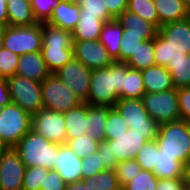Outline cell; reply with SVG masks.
<instances>
[{"mask_svg":"<svg viewBox=\"0 0 190 190\" xmlns=\"http://www.w3.org/2000/svg\"><path fill=\"white\" fill-rule=\"evenodd\" d=\"M157 176L149 170H141L134 179L122 187V190H156Z\"/></svg>","mask_w":190,"mask_h":190,"instance_id":"obj_38","label":"cell"},{"mask_svg":"<svg viewBox=\"0 0 190 190\" xmlns=\"http://www.w3.org/2000/svg\"><path fill=\"white\" fill-rule=\"evenodd\" d=\"M145 93H157L173 89L174 84L166 67L155 65L141 70Z\"/></svg>","mask_w":190,"mask_h":190,"instance_id":"obj_20","label":"cell"},{"mask_svg":"<svg viewBox=\"0 0 190 190\" xmlns=\"http://www.w3.org/2000/svg\"><path fill=\"white\" fill-rule=\"evenodd\" d=\"M166 69L170 72L176 89L190 87V54L171 61Z\"/></svg>","mask_w":190,"mask_h":190,"instance_id":"obj_32","label":"cell"},{"mask_svg":"<svg viewBox=\"0 0 190 190\" xmlns=\"http://www.w3.org/2000/svg\"><path fill=\"white\" fill-rule=\"evenodd\" d=\"M152 172L158 179L184 178L185 165L172 156L162 154L158 149L157 163Z\"/></svg>","mask_w":190,"mask_h":190,"instance_id":"obj_27","label":"cell"},{"mask_svg":"<svg viewBox=\"0 0 190 190\" xmlns=\"http://www.w3.org/2000/svg\"><path fill=\"white\" fill-rule=\"evenodd\" d=\"M80 19V6L70 0H58L52 15L47 21L50 25L73 31Z\"/></svg>","mask_w":190,"mask_h":190,"instance_id":"obj_19","label":"cell"},{"mask_svg":"<svg viewBox=\"0 0 190 190\" xmlns=\"http://www.w3.org/2000/svg\"><path fill=\"white\" fill-rule=\"evenodd\" d=\"M142 101L149 116L159 125L181 119L176 88L157 93H145Z\"/></svg>","mask_w":190,"mask_h":190,"instance_id":"obj_10","label":"cell"},{"mask_svg":"<svg viewBox=\"0 0 190 190\" xmlns=\"http://www.w3.org/2000/svg\"><path fill=\"white\" fill-rule=\"evenodd\" d=\"M26 166L14 148H6L0 157V190H22Z\"/></svg>","mask_w":190,"mask_h":190,"instance_id":"obj_13","label":"cell"},{"mask_svg":"<svg viewBox=\"0 0 190 190\" xmlns=\"http://www.w3.org/2000/svg\"><path fill=\"white\" fill-rule=\"evenodd\" d=\"M7 14L9 26H31L38 23L28 0H8Z\"/></svg>","mask_w":190,"mask_h":190,"instance_id":"obj_22","label":"cell"},{"mask_svg":"<svg viewBox=\"0 0 190 190\" xmlns=\"http://www.w3.org/2000/svg\"><path fill=\"white\" fill-rule=\"evenodd\" d=\"M185 183L190 184V164L185 165Z\"/></svg>","mask_w":190,"mask_h":190,"instance_id":"obj_54","label":"cell"},{"mask_svg":"<svg viewBox=\"0 0 190 190\" xmlns=\"http://www.w3.org/2000/svg\"><path fill=\"white\" fill-rule=\"evenodd\" d=\"M182 1L188 7V9L190 10V0H182Z\"/></svg>","mask_w":190,"mask_h":190,"instance_id":"obj_57","label":"cell"},{"mask_svg":"<svg viewBox=\"0 0 190 190\" xmlns=\"http://www.w3.org/2000/svg\"><path fill=\"white\" fill-rule=\"evenodd\" d=\"M3 47L17 55L40 52L42 48V23L31 26L3 27Z\"/></svg>","mask_w":190,"mask_h":190,"instance_id":"obj_7","label":"cell"},{"mask_svg":"<svg viewBox=\"0 0 190 190\" xmlns=\"http://www.w3.org/2000/svg\"><path fill=\"white\" fill-rule=\"evenodd\" d=\"M3 47V27L0 26V50Z\"/></svg>","mask_w":190,"mask_h":190,"instance_id":"obj_55","label":"cell"},{"mask_svg":"<svg viewBox=\"0 0 190 190\" xmlns=\"http://www.w3.org/2000/svg\"><path fill=\"white\" fill-rule=\"evenodd\" d=\"M7 1L8 0H0V26L2 27L8 25Z\"/></svg>","mask_w":190,"mask_h":190,"instance_id":"obj_52","label":"cell"},{"mask_svg":"<svg viewBox=\"0 0 190 190\" xmlns=\"http://www.w3.org/2000/svg\"><path fill=\"white\" fill-rule=\"evenodd\" d=\"M127 10L159 28V16L153 0H128Z\"/></svg>","mask_w":190,"mask_h":190,"instance_id":"obj_35","label":"cell"},{"mask_svg":"<svg viewBox=\"0 0 190 190\" xmlns=\"http://www.w3.org/2000/svg\"><path fill=\"white\" fill-rule=\"evenodd\" d=\"M31 129L52 143L66 144L67 134L63 113L43 108L31 116Z\"/></svg>","mask_w":190,"mask_h":190,"instance_id":"obj_11","label":"cell"},{"mask_svg":"<svg viewBox=\"0 0 190 190\" xmlns=\"http://www.w3.org/2000/svg\"><path fill=\"white\" fill-rule=\"evenodd\" d=\"M181 120L190 124V87L177 89Z\"/></svg>","mask_w":190,"mask_h":190,"instance_id":"obj_46","label":"cell"},{"mask_svg":"<svg viewBox=\"0 0 190 190\" xmlns=\"http://www.w3.org/2000/svg\"><path fill=\"white\" fill-rule=\"evenodd\" d=\"M185 190H190V184L189 183H185Z\"/></svg>","mask_w":190,"mask_h":190,"instance_id":"obj_59","label":"cell"},{"mask_svg":"<svg viewBox=\"0 0 190 190\" xmlns=\"http://www.w3.org/2000/svg\"><path fill=\"white\" fill-rule=\"evenodd\" d=\"M103 2L114 19L127 10L128 7V0H103Z\"/></svg>","mask_w":190,"mask_h":190,"instance_id":"obj_50","label":"cell"},{"mask_svg":"<svg viewBox=\"0 0 190 190\" xmlns=\"http://www.w3.org/2000/svg\"><path fill=\"white\" fill-rule=\"evenodd\" d=\"M80 15L84 16H98L100 20L108 22L114 20L109 14L107 6L103 0H84L80 6Z\"/></svg>","mask_w":190,"mask_h":190,"instance_id":"obj_40","label":"cell"},{"mask_svg":"<svg viewBox=\"0 0 190 190\" xmlns=\"http://www.w3.org/2000/svg\"><path fill=\"white\" fill-rule=\"evenodd\" d=\"M74 58L90 69L106 68L114 60L98 40L74 41Z\"/></svg>","mask_w":190,"mask_h":190,"instance_id":"obj_14","label":"cell"},{"mask_svg":"<svg viewBox=\"0 0 190 190\" xmlns=\"http://www.w3.org/2000/svg\"><path fill=\"white\" fill-rule=\"evenodd\" d=\"M145 94L141 70L127 68L119 99H140Z\"/></svg>","mask_w":190,"mask_h":190,"instance_id":"obj_31","label":"cell"},{"mask_svg":"<svg viewBox=\"0 0 190 190\" xmlns=\"http://www.w3.org/2000/svg\"><path fill=\"white\" fill-rule=\"evenodd\" d=\"M114 108L125 119L128 128L138 134H145L147 141L156 139L159 124L153 120L140 99H118Z\"/></svg>","mask_w":190,"mask_h":190,"instance_id":"obj_6","label":"cell"},{"mask_svg":"<svg viewBox=\"0 0 190 190\" xmlns=\"http://www.w3.org/2000/svg\"><path fill=\"white\" fill-rule=\"evenodd\" d=\"M128 129L125 119L119 114V112L114 107H108L105 140L109 136H119L125 133Z\"/></svg>","mask_w":190,"mask_h":190,"instance_id":"obj_41","label":"cell"},{"mask_svg":"<svg viewBox=\"0 0 190 190\" xmlns=\"http://www.w3.org/2000/svg\"><path fill=\"white\" fill-rule=\"evenodd\" d=\"M100 141L94 139L87 133L81 134L73 139H66V145L81 159L97 152Z\"/></svg>","mask_w":190,"mask_h":190,"instance_id":"obj_34","label":"cell"},{"mask_svg":"<svg viewBox=\"0 0 190 190\" xmlns=\"http://www.w3.org/2000/svg\"><path fill=\"white\" fill-rule=\"evenodd\" d=\"M65 190H88L83 180L68 183Z\"/></svg>","mask_w":190,"mask_h":190,"instance_id":"obj_53","label":"cell"},{"mask_svg":"<svg viewBox=\"0 0 190 190\" xmlns=\"http://www.w3.org/2000/svg\"><path fill=\"white\" fill-rule=\"evenodd\" d=\"M159 16V27L182 21L190 16V10L182 0H153Z\"/></svg>","mask_w":190,"mask_h":190,"instance_id":"obj_21","label":"cell"},{"mask_svg":"<svg viewBox=\"0 0 190 190\" xmlns=\"http://www.w3.org/2000/svg\"><path fill=\"white\" fill-rule=\"evenodd\" d=\"M41 53L51 74L57 72L74 58V48L42 47Z\"/></svg>","mask_w":190,"mask_h":190,"instance_id":"obj_30","label":"cell"},{"mask_svg":"<svg viewBox=\"0 0 190 190\" xmlns=\"http://www.w3.org/2000/svg\"><path fill=\"white\" fill-rule=\"evenodd\" d=\"M73 32L42 22V47L73 48Z\"/></svg>","mask_w":190,"mask_h":190,"instance_id":"obj_25","label":"cell"},{"mask_svg":"<svg viewBox=\"0 0 190 190\" xmlns=\"http://www.w3.org/2000/svg\"><path fill=\"white\" fill-rule=\"evenodd\" d=\"M88 103L83 102L79 106L63 113L67 139H73L86 133V114Z\"/></svg>","mask_w":190,"mask_h":190,"instance_id":"obj_26","label":"cell"},{"mask_svg":"<svg viewBox=\"0 0 190 190\" xmlns=\"http://www.w3.org/2000/svg\"><path fill=\"white\" fill-rule=\"evenodd\" d=\"M43 107L64 113L79 106L83 101L55 74H50L42 83Z\"/></svg>","mask_w":190,"mask_h":190,"instance_id":"obj_9","label":"cell"},{"mask_svg":"<svg viewBox=\"0 0 190 190\" xmlns=\"http://www.w3.org/2000/svg\"><path fill=\"white\" fill-rule=\"evenodd\" d=\"M116 20L124 29L123 34L141 36L143 41L154 39L158 33V28L153 23L128 10H125Z\"/></svg>","mask_w":190,"mask_h":190,"instance_id":"obj_17","label":"cell"},{"mask_svg":"<svg viewBox=\"0 0 190 190\" xmlns=\"http://www.w3.org/2000/svg\"><path fill=\"white\" fill-rule=\"evenodd\" d=\"M50 74L41 51L19 56L16 75L42 83Z\"/></svg>","mask_w":190,"mask_h":190,"instance_id":"obj_18","label":"cell"},{"mask_svg":"<svg viewBox=\"0 0 190 190\" xmlns=\"http://www.w3.org/2000/svg\"><path fill=\"white\" fill-rule=\"evenodd\" d=\"M155 47L154 39L143 41L126 61L131 69L143 70L155 66Z\"/></svg>","mask_w":190,"mask_h":190,"instance_id":"obj_29","label":"cell"},{"mask_svg":"<svg viewBox=\"0 0 190 190\" xmlns=\"http://www.w3.org/2000/svg\"><path fill=\"white\" fill-rule=\"evenodd\" d=\"M105 22L98 16L80 15L79 22L73 32L74 41L98 40Z\"/></svg>","mask_w":190,"mask_h":190,"instance_id":"obj_28","label":"cell"},{"mask_svg":"<svg viewBox=\"0 0 190 190\" xmlns=\"http://www.w3.org/2000/svg\"><path fill=\"white\" fill-rule=\"evenodd\" d=\"M14 149L26 167L37 166L54 170L59 144L48 141L31 129Z\"/></svg>","mask_w":190,"mask_h":190,"instance_id":"obj_3","label":"cell"},{"mask_svg":"<svg viewBox=\"0 0 190 190\" xmlns=\"http://www.w3.org/2000/svg\"><path fill=\"white\" fill-rule=\"evenodd\" d=\"M58 0H32L31 7L37 22H47Z\"/></svg>","mask_w":190,"mask_h":190,"instance_id":"obj_44","label":"cell"},{"mask_svg":"<svg viewBox=\"0 0 190 190\" xmlns=\"http://www.w3.org/2000/svg\"><path fill=\"white\" fill-rule=\"evenodd\" d=\"M141 170V166L137 163L135 159H128L119 162L115 168V173L120 186L123 187L129 181L138 176Z\"/></svg>","mask_w":190,"mask_h":190,"instance_id":"obj_39","label":"cell"},{"mask_svg":"<svg viewBox=\"0 0 190 190\" xmlns=\"http://www.w3.org/2000/svg\"><path fill=\"white\" fill-rule=\"evenodd\" d=\"M72 3L77 4L78 6H81L84 2V0H70Z\"/></svg>","mask_w":190,"mask_h":190,"instance_id":"obj_56","label":"cell"},{"mask_svg":"<svg viewBox=\"0 0 190 190\" xmlns=\"http://www.w3.org/2000/svg\"><path fill=\"white\" fill-rule=\"evenodd\" d=\"M98 153L101 156V162L104 164V168L107 170H115L119 162L116 156L113 155V152L110 149V145L107 141H100Z\"/></svg>","mask_w":190,"mask_h":190,"instance_id":"obj_47","label":"cell"},{"mask_svg":"<svg viewBox=\"0 0 190 190\" xmlns=\"http://www.w3.org/2000/svg\"><path fill=\"white\" fill-rule=\"evenodd\" d=\"M142 42L141 36L123 34L120 43L119 62H126Z\"/></svg>","mask_w":190,"mask_h":190,"instance_id":"obj_45","label":"cell"},{"mask_svg":"<svg viewBox=\"0 0 190 190\" xmlns=\"http://www.w3.org/2000/svg\"><path fill=\"white\" fill-rule=\"evenodd\" d=\"M49 171L44 167H26L22 190H40L44 186L45 177Z\"/></svg>","mask_w":190,"mask_h":190,"instance_id":"obj_37","label":"cell"},{"mask_svg":"<svg viewBox=\"0 0 190 190\" xmlns=\"http://www.w3.org/2000/svg\"><path fill=\"white\" fill-rule=\"evenodd\" d=\"M156 141L162 154L187 165L190 156V124L178 120L159 125Z\"/></svg>","mask_w":190,"mask_h":190,"instance_id":"obj_4","label":"cell"},{"mask_svg":"<svg viewBox=\"0 0 190 190\" xmlns=\"http://www.w3.org/2000/svg\"><path fill=\"white\" fill-rule=\"evenodd\" d=\"M88 190H122L115 170H104L97 175L82 179Z\"/></svg>","mask_w":190,"mask_h":190,"instance_id":"obj_33","label":"cell"},{"mask_svg":"<svg viewBox=\"0 0 190 190\" xmlns=\"http://www.w3.org/2000/svg\"><path fill=\"white\" fill-rule=\"evenodd\" d=\"M126 62L114 61L106 68L92 69L88 104L113 108L123 89Z\"/></svg>","mask_w":190,"mask_h":190,"instance_id":"obj_2","label":"cell"},{"mask_svg":"<svg viewBox=\"0 0 190 190\" xmlns=\"http://www.w3.org/2000/svg\"><path fill=\"white\" fill-rule=\"evenodd\" d=\"M91 72L92 69L73 58L54 74L83 102L88 103Z\"/></svg>","mask_w":190,"mask_h":190,"instance_id":"obj_12","label":"cell"},{"mask_svg":"<svg viewBox=\"0 0 190 190\" xmlns=\"http://www.w3.org/2000/svg\"><path fill=\"white\" fill-rule=\"evenodd\" d=\"M155 63L167 67L174 60L190 54V16L162 25L154 38Z\"/></svg>","mask_w":190,"mask_h":190,"instance_id":"obj_1","label":"cell"},{"mask_svg":"<svg viewBox=\"0 0 190 190\" xmlns=\"http://www.w3.org/2000/svg\"><path fill=\"white\" fill-rule=\"evenodd\" d=\"M108 107L88 104L86 133L98 141H105Z\"/></svg>","mask_w":190,"mask_h":190,"instance_id":"obj_23","label":"cell"},{"mask_svg":"<svg viewBox=\"0 0 190 190\" xmlns=\"http://www.w3.org/2000/svg\"><path fill=\"white\" fill-rule=\"evenodd\" d=\"M159 147L156 139L146 141L144 146L136 155V161L141 166L142 170L153 171L157 163V151Z\"/></svg>","mask_w":190,"mask_h":190,"instance_id":"obj_36","label":"cell"},{"mask_svg":"<svg viewBox=\"0 0 190 190\" xmlns=\"http://www.w3.org/2000/svg\"><path fill=\"white\" fill-rule=\"evenodd\" d=\"M123 28L116 19L103 24L99 41L107 49L114 61H119L120 43L123 35Z\"/></svg>","mask_w":190,"mask_h":190,"instance_id":"obj_24","label":"cell"},{"mask_svg":"<svg viewBox=\"0 0 190 190\" xmlns=\"http://www.w3.org/2000/svg\"><path fill=\"white\" fill-rule=\"evenodd\" d=\"M31 130V115L17 104L0 108V143L5 148H14Z\"/></svg>","mask_w":190,"mask_h":190,"instance_id":"obj_5","label":"cell"},{"mask_svg":"<svg viewBox=\"0 0 190 190\" xmlns=\"http://www.w3.org/2000/svg\"><path fill=\"white\" fill-rule=\"evenodd\" d=\"M6 148L0 143V157H1V154L3 153V151L5 150Z\"/></svg>","mask_w":190,"mask_h":190,"instance_id":"obj_58","label":"cell"},{"mask_svg":"<svg viewBox=\"0 0 190 190\" xmlns=\"http://www.w3.org/2000/svg\"><path fill=\"white\" fill-rule=\"evenodd\" d=\"M187 164H190V156H189V159H188V161H187Z\"/></svg>","mask_w":190,"mask_h":190,"instance_id":"obj_60","label":"cell"},{"mask_svg":"<svg viewBox=\"0 0 190 190\" xmlns=\"http://www.w3.org/2000/svg\"><path fill=\"white\" fill-rule=\"evenodd\" d=\"M156 190H185V178L158 179Z\"/></svg>","mask_w":190,"mask_h":190,"instance_id":"obj_49","label":"cell"},{"mask_svg":"<svg viewBox=\"0 0 190 190\" xmlns=\"http://www.w3.org/2000/svg\"><path fill=\"white\" fill-rule=\"evenodd\" d=\"M54 170L68 184L82 180L81 162L79 158L66 144H59L58 157L55 160Z\"/></svg>","mask_w":190,"mask_h":190,"instance_id":"obj_16","label":"cell"},{"mask_svg":"<svg viewBox=\"0 0 190 190\" xmlns=\"http://www.w3.org/2000/svg\"><path fill=\"white\" fill-rule=\"evenodd\" d=\"M67 183L56 170H50L45 177L44 186L40 190H65Z\"/></svg>","mask_w":190,"mask_h":190,"instance_id":"obj_48","label":"cell"},{"mask_svg":"<svg viewBox=\"0 0 190 190\" xmlns=\"http://www.w3.org/2000/svg\"><path fill=\"white\" fill-rule=\"evenodd\" d=\"M12 103L7 79L0 78V108Z\"/></svg>","mask_w":190,"mask_h":190,"instance_id":"obj_51","label":"cell"},{"mask_svg":"<svg viewBox=\"0 0 190 190\" xmlns=\"http://www.w3.org/2000/svg\"><path fill=\"white\" fill-rule=\"evenodd\" d=\"M101 161L102 159L98 151L90 154L88 157H84L81 162L82 179L89 178L106 170Z\"/></svg>","mask_w":190,"mask_h":190,"instance_id":"obj_43","label":"cell"},{"mask_svg":"<svg viewBox=\"0 0 190 190\" xmlns=\"http://www.w3.org/2000/svg\"><path fill=\"white\" fill-rule=\"evenodd\" d=\"M105 141L110 145L113 155L118 162L128 159H136L137 153L146 143L145 134H138L132 129H128L119 136H109Z\"/></svg>","mask_w":190,"mask_h":190,"instance_id":"obj_15","label":"cell"},{"mask_svg":"<svg viewBox=\"0 0 190 190\" xmlns=\"http://www.w3.org/2000/svg\"><path fill=\"white\" fill-rule=\"evenodd\" d=\"M19 55L2 47L0 50V78L7 79L16 74Z\"/></svg>","mask_w":190,"mask_h":190,"instance_id":"obj_42","label":"cell"},{"mask_svg":"<svg viewBox=\"0 0 190 190\" xmlns=\"http://www.w3.org/2000/svg\"><path fill=\"white\" fill-rule=\"evenodd\" d=\"M12 103L20 106L31 116L42 110L41 82L14 75L7 78Z\"/></svg>","mask_w":190,"mask_h":190,"instance_id":"obj_8","label":"cell"}]
</instances>
